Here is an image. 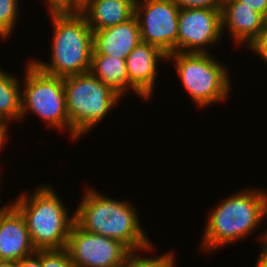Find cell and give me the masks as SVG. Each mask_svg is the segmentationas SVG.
I'll use <instances>...</instances> for the list:
<instances>
[{"label":"cell","instance_id":"cell-28","mask_svg":"<svg viewBox=\"0 0 267 267\" xmlns=\"http://www.w3.org/2000/svg\"><path fill=\"white\" fill-rule=\"evenodd\" d=\"M89 0H73V12H81L82 7L88 2Z\"/></svg>","mask_w":267,"mask_h":267},{"label":"cell","instance_id":"cell-18","mask_svg":"<svg viewBox=\"0 0 267 267\" xmlns=\"http://www.w3.org/2000/svg\"><path fill=\"white\" fill-rule=\"evenodd\" d=\"M156 246L154 242L145 249L131 251L126 257L122 267H176V258L178 257H176L175 249L172 247L170 250H166V252H162L160 255V253H156Z\"/></svg>","mask_w":267,"mask_h":267},{"label":"cell","instance_id":"cell-29","mask_svg":"<svg viewBox=\"0 0 267 267\" xmlns=\"http://www.w3.org/2000/svg\"><path fill=\"white\" fill-rule=\"evenodd\" d=\"M0 267H18V262L11 260H0Z\"/></svg>","mask_w":267,"mask_h":267},{"label":"cell","instance_id":"cell-16","mask_svg":"<svg viewBox=\"0 0 267 267\" xmlns=\"http://www.w3.org/2000/svg\"><path fill=\"white\" fill-rule=\"evenodd\" d=\"M89 72L112 88L122 98L125 99L129 93H133L135 96L137 95L138 99L147 102L130 85L125 60L106 55H92Z\"/></svg>","mask_w":267,"mask_h":267},{"label":"cell","instance_id":"cell-15","mask_svg":"<svg viewBox=\"0 0 267 267\" xmlns=\"http://www.w3.org/2000/svg\"><path fill=\"white\" fill-rule=\"evenodd\" d=\"M136 0H89L81 10L92 31L126 22L135 15Z\"/></svg>","mask_w":267,"mask_h":267},{"label":"cell","instance_id":"cell-33","mask_svg":"<svg viewBox=\"0 0 267 267\" xmlns=\"http://www.w3.org/2000/svg\"><path fill=\"white\" fill-rule=\"evenodd\" d=\"M266 233H265V239H264V242H263V245L261 247L262 250H264L265 252H267V227H266Z\"/></svg>","mask_w":267,"mask_h":267},{"label":"cell","instance_id":"cell-10","mask_svg":"<svg viewBox=\"0 0 267 267\" xmlns=\"http://www.w3.org/2000/svg\"><path fill=\"white\" fill-rule=\"evenodd\" d=\"M221 10L180 9L178 52L210 53L209 49L215 48L217 44L222 42L224 39H222Z\"/></svg>","mask_w":267,"mask_h":267},{"label":"cell","instance_id":"cell-19","mask_svg":"<svg viewBox=\"0 0 267 267\" xmlns=\"http://www.w3.org/2000/svg\"><path fill=\"white\" fill-rule=\"evenodd\" d=\"M20 0H0V40H10L20 18Z\"/></svg>","mask_w":267,"mask_h":267},{"label":"cell","instance_id":"cell-31","mask_svg":"<svg viewBox=\"0 0 267 267\" xmlns=\"http://www.w3.org/2000/svg\"><path fill=\"white\" fill-rule=\"evenodd\" d=\"M12 126H10L1 116H0V130L3 129H9Z\"/></svg>","mask_w":267,"mask_h":267},{"label":"cell","instance_id":"cell-21","mask_svg":"<svg viewBox=\"0 0 267 267\" xmlns=\"http://www.w3.org/2000/svg\"><path fill=\"white\" fill-rule=\"evenodd\" d=\"M248 49V53L252 52L251 54H254L253 56L255 58H259V60L264 63L262 65H267V30H262Z\"/></svg>","mask_w":267,"mask_h":267},{"label":"cell","instance_id":"cell-8","mask_svg":"<svg viewBox=\"0 0 267 267\" xmlns=\"http://www.w3.org/2000/svg\"><path fill=\"white\" fill-rule=\"evenodd\" d=\"M179 8L173 0H136L141 41L169 55L178 52Z\"/></svg>","mask_w":267,"mask_h":267},{"label":"cell","instance_id":"cell-24","mask_svg":"<svg viewBox=\"0 0 267 267\" xmlns=\"http://www.w3.org/2000/svg\"><path fill=\"white\" fill-rule=\"evenodd\" d=\"M18 267H41V250L18 261Z\"/></svg>","mask_w":267,"mask_h":267},{"label":"cell","instance_id":"cell-12","mask_svg":"<svg viewBox=\"0 0 267 267\" xmlns=\"http://www.w3.org/2000/svg\"><path fill=\"white\" fill-rule=\"evenodd\" d=\"M221 20L223 37L229 35L238 51L240 47L248 50L263 30V16L239 0L222 8Z\"/></svg>","mask_w":267,"mask_h":267},{"label":"cell","instance_id":"cell-25","mask_svg":"<svg viewBox=\"0 0 267 267\" xmlns=\"http://www.w3.org/2000/svg\"><path fill=\"white\" fill-rule=\"evenodd\" d=\"M262 16L267 11V0H239Z\"/></svg>","mask_w":267,"mask_h":267},{"label":"cell","instance_id":"cell-3","mask_svg":"<svg viewBox=\"0 0 267 267\" xmlns=\"http://www.w3.org/2000/svg\"><path fill=\"white\" fill-rule=\"evenodd\" d=\"M14 198L11 204L24 217L36 250L66 248L75 210L67 207L53 185L41 183Z\"/></svg>","mask_w":267,"mask_h":267},{"label":"cell","instance_id":"cell-20","mask_svg":"<svg viewBox=\"0 0 267 267\" xmlns=\"http://www.w3.org/2000/svg\"><path fill=\"white\" fill-rule=\"evenodd\" d=\"M41 267H74L66 248L41 250Z\"/></svg>","mask_w":267,"mask_h":267},{"label":"cell","instance_id":"cell-11","mask_svg":"<svg viewBox=\"0 0 267 267\" xmlns=\"http://www.w3.org/2000/svg\"><path fill=\"white\" fill-rule=\"evenodd\" d=\"M165 61L167 54L145 42L139 43L125 59L130 85L149 103L155 98L153 93L159 84L160 65Z\"/></svg>","mask_w":267,"mask_h":267},{"label":"cell","instance_id":"cell-6","mask_svg":"<svg viewBox=\"0 0 267 267\" xmlns=\"http://www.w3.org/2000/svg\"><path fill=\"white\" fill-rule=\"evenodd\" d=\"M63 84L72 141L76 143L91 131L94 132L93 129L103 123L124 100L90 72L65 77Z\"/></svg>","mask_w":267,"mask_h":267},{"label":"cell","instance_id":"cell-5","mask_svg":"<svg viewBox=\"0 0 267 267\" xmlns=\"http://www.w3.org/2000/svg\"><path fill=\"white\" fill-rule=\"evenodd\" d=\"M213 52H173L167 55V62L175 68L181 87L190 97L196 109L205 110L209 106L226 104L233 95L232 74L224 62L215 58ZM232 93V94H231ZM205 108V109H204Z\"/></svg>","mask_w":267,"mask_h":267},{"label":"cell","instance_id":"cell-34","mask_svg":"<svg viewBox=\"0 0 267 267\" xmlns=\"http://www.w3.org/2000/svg\"><path fill=\"white\" fill-rule=\"evenodd\" d=\"M263 30H267V11L263 14Z\"/></svg>","mask_w":267,"mask_h":267},{"label":"cell","instance_id":"cell-9","mask_svg":"<svg viewBox=\"0 0 267 267\" xmlns=\"http://www.w3.org/2000/svg\"><path fill=\"white\" fill-rule=\"evenodd\" d=\"M74 267H122L131 250L121 241L73 224L66 246Z\"/></svg>","mask_w":267,"mask_h":267},{"label":"cell","instance_id":"cell-14","mask_svg":"<svg viewBox=\"0 0 267 267\" xmlns=\"http://www.w3.org/2000/svg\"><path fill=\"white\" fill-rule=\"evenodd\" d=\"M141 42L139 22L134 15L116 26L93 31L92 55H106L125 60Z\"/></svg>","mask_w":267,"mask_h":267},{"label":"cell","instance_id":"cell-26","mask_svg":"<svg viewBox=\"0 0 267 267\" xmlns=\"http://www.w3.org/2000/svg\"><path fill=\"white\" fill-rule=\"evenodd\" d=\"M10 130L11 129L0 130V154H1V151L3 150V148H6L8 146L7 143L9 142V140H11L10 139L11 136H10V134H8V133H11V132H9ZM3 170L4 169H2V164H1L0 165V171L3 172Z\"/></svg>","mask_w":267,"mask_h":267},{"label":"cell","instance_id":"cell-4","mask_svg":"<svg viewBox=\"0 0 267 267\" xmlns=\"http://www.w3.org/2000/svg\"><path fill=\"white\" fill-rule=\"evenodd\" d=\"M48 15L52 29L50 58L44 61L31 57L28 60L40 71L56 77L65 78L89 72L94 44L93 31L85 17L80 12Z\"/></svg>","mask_w":267,"mask_h":267},{"label":"cell","instance_id":"cell-27","mask_svg":"<svg viewBox=\"0 0 267 267\" xmlns=\"http://www.w3.org/2000/svg\"><path fill=\"white\" fill-rule=\"evenodd\" d=\"M256 261L254 262L255 267H267V252L262 249H259V253L257 254Z\"/></svg>","mask_w":267,"mask_h":267},{"label":"cell","instance_id":"cell-7","mask_svg":"<svg viewBox=\"0 0 267 267\" xmlns=\"http://www.w3.org/2000/svg\"><path fill=\"white\" fill-rule=\"evenodd\" d=\"M23 65L20 123L27 121L32 114L39 118L47 130L67 133L73 143L63 78L40 71L30 60Z\"/></svg>","mask_w":267,"mask_h":267},{"label":"cell","instance_id":"cell-1","mask_svg":"<svg viewBox=\"0 0 267 267\" xmlns=\"http://www.w3.org/2000/svg\"><path fill=\"white\" fill-rule=\"evenodd\" d=\"M251 186L237 188L208 208L197 247L199 253L210 256L222 248L247 241L250 236L257 238L261 249L267 224L264 223L267 221V188ZM259 230L262 233H257Z\"/></svg>","mask_w":267,"mask_h":267},{"label":"cell","instance_id":"cell-23","mask_svg":"<svg viewBox=\"0 0 267 267\" xmlns=\"http://www.w3.org/2000/svg\"><path fill=\"white\" fill-rule=\"evenodd\" d=\"M179 9L204 8L221 9L218 0H173Z\"/></svg>","mask_w":267,"mask_h":267},{"label":"cell","instance_id":"cell-30","mask_svg":"<svg viewBox=\"0 0 267 267\" xmlns=\"http://www.w3.org/2000/svg\"><path fill=\"white\" fill-rule=\"evenodd\" d=\"M1 174H2V171H0V193H1V187H2L1 184H3V183H2V178L4 177V175L2 176ZM0 199H1V196H0ZM1 204H2V203H1V201H0V205H1ZM10 204H11V201H8V202L2 204V205L0 206V211L6 209Z\"/></svg>","mask_w":267,"mask_h":267},{"label":"cell","instance_id":"cell-22","mask_svg":"<svg viewBox=\"0 0 267 267\" xmlns=\"http://www.w3.org/2000/svg\"><path fill=\"white\" fill-rule=\"evenodd\" d=\"M47 13L73 12V0H39Z\"/></svg>","mask_w":267,"mask_h":267},{"label":"cell","instance_id":"cell-2","mask_svg":"<svg viewBox=\"0 0 267 267\" xmlns=\"http://www.w3.org/2000/svg\"><path fill=\"white\" fill-rule=\"evenodd\" d=\"M83 190L74 211L75 223L81 229L119 240L131 251L145 249L154 243L141 223L140 211L130 199L109 197L93 185H87Z\"/></svg>","mask_w":267,"mask_h":267},{"label":"cell","instance_id":"cell-32","mask_svg":"<svg viewBox=\"0 0 267 267\" xmlns=\"http://www.w3.org/2000/svg\"><path fill=\"white\" fill-rule=\"evenodd\" d=\"M236 0H218L219 2V6L222 9L223 7H225L227 4L235 2Z\"/></svg>","mask_w":267,"mask_h":267},{"label":"cell","instance_id":"cell-13","mask_svg":"<svg viewBox=\"0 0 267 267\" xmlns=\"http://www.w3.org/2000/svg\"><path fill=\"white\" fill-rule=\"evenodd\" d=\"M36 251L20 212L12 204L0 211V260L18 262Z\"/></svg>","mask_w":267,"mask_h":267},{"label":"cell","instance_id":"cell-17","mask_svg":"<svg viewBox=\"0 0 267 267\" xmlns=\"http://www.w3.org/2000/svg\"><path fill=\"white\" fill-rule=\"evenodd\" d=\"M8 72L0 65V116L12 126L20 122L21 77Z\"/></svg>","mask_w":267,"mask_h":267}]
</instances>
